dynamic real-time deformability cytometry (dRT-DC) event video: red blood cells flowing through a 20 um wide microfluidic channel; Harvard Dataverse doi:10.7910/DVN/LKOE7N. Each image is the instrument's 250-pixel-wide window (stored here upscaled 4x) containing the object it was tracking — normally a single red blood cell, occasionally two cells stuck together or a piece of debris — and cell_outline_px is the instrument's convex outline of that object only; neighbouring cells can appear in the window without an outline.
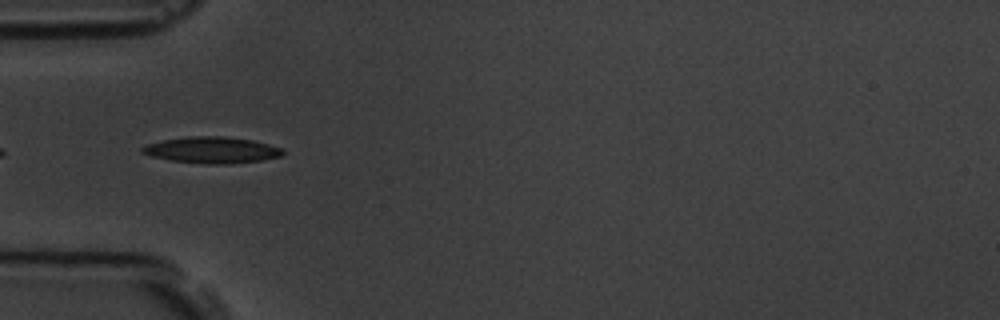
{"species": "common noctule bat (a hibernating species)", "species_latin": "Nyctalus noctula", "temperature_condition": "room temperature", "stored_images_in_passage": 5, "camera_frame_rate_fps": 3000, "um_per_image_px": 0.085, "animal": {"sex": "male", "body_mass_g": 19.5, "forearm_length_mm": 54.6}, "frame": {"image": 1, "passage_image": 3, "time_ms": 2.333, "image_size_px": [1000, 320], "cell_outline_px": [[284, 152], [280, 156], [260, 160], [228, 164], [208, 164], [172, 160], [152, 156], [140, 152], [140, 148], [148, 144], [164, 140], [188, 136], [224, 136], [252, 140], [284, 148]], "centroid_in_image_um": [18.02, 12.74], "position_along_channel_um": 67.0, "area_um2": 21.39}}
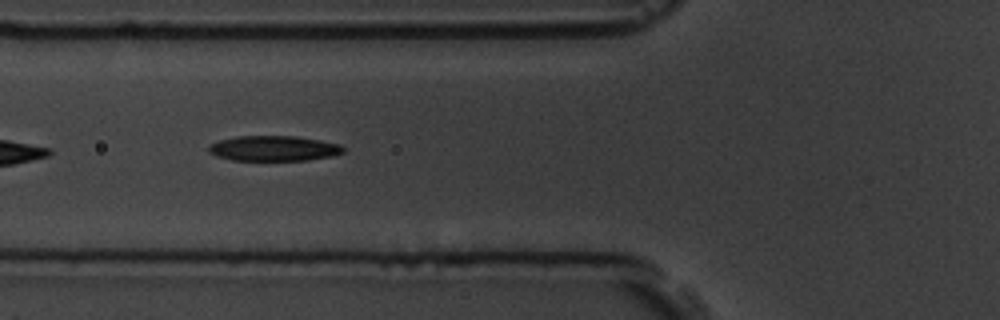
{"frame": {"image": 2, "passage_image": 4, "time_ms": 3.333, "image_size_px": [1000, 320], "cell_outline_px": [[344, 152], [332, 156], [308, 160], [232, 160], [216, 156], [208, 152], [208, 144], [220, 140], [236, 136], [296, 136], [320, 140], [340, 144], [344, 148]], "centroid_in_image_um": [23.25, 12.61], "position_along_channel_um": 102.6, "area_um2": 19.88}}
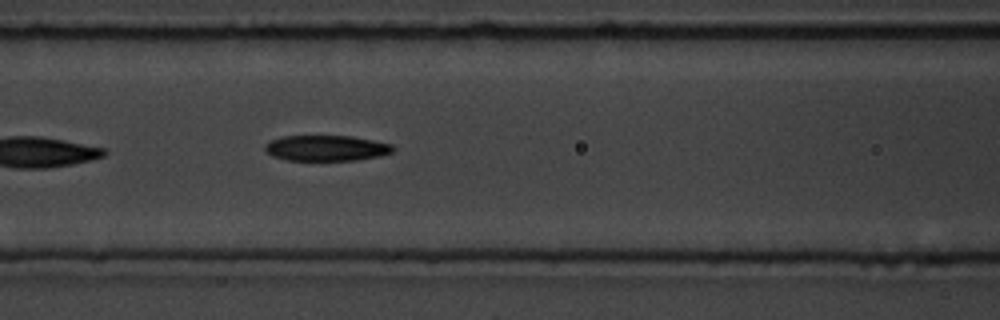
{"frame": {"image": 3, "passage_image": 5, "time_ms": 4.333, "image_size_px": [1000, 320], "cell_outline_px": [[396, 148], [392, 152], [380, 156], [356, 160], [288, 160], [272, 156], [264, 148], [264, 144], [280, 136], [352, 136], [392, 144]], "centroid_in_image_um": [27.75, 12.58], "position_along_channel_um": 138.9, "area_um2": 19.13}}